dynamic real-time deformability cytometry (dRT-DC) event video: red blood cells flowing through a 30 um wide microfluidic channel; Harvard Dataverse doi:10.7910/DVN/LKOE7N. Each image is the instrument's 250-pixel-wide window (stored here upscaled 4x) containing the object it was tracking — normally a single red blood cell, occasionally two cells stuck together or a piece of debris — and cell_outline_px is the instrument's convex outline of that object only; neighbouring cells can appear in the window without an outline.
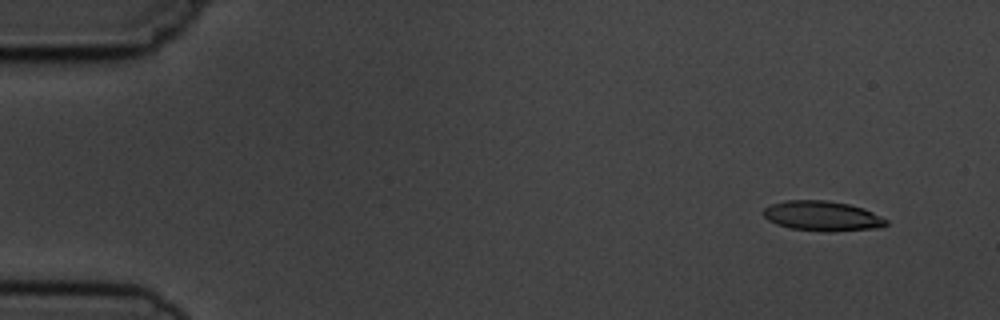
{"species": "common noctule bat (a hibernating species)", "species_latin": "Nyctalus noctula", "temperature_condition": "cold", "stored_images_in_passage": 5, "camera_frame_rate_fps": 3000, "um_per_image_px": 0.085, "animal": {"sex": "male", "body_mass_g": 19.5, "forearm_length_mm": 54.6}, "frame": {"image": 1, "passage_image": 1, "time_ms": 0.0, "image_size_px": [1000, 320], "cell_outline_px": [[888, 224], [880, 228], [832, 232], [824, 232], [792, 228], [776, 224], [768, 220], [764, 216], [764, 208], [772, 204], [784, 200], [828, 200], [848, 204], [864, 208], [888, 220]], "centroid_in_image_um": [69.92, 18.36], "position_along_channel_um": 15.1, "area_um2": 21.56}}
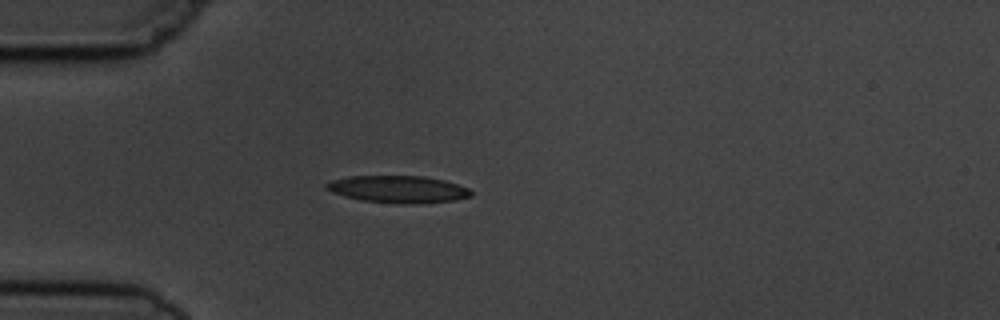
{"frame": {"image": 2, "passage_image": 4, "time_ms": 3.667, "image_size_px": [1000, 320], "cell_outline_px": [[472, 196], [456, 200], [416, 204], [396, 204], [360, 200], [344, 196], [332, 192], [324, 188], [324, 184], [332, 180], [348, 176], [424, 176], [444, 180], [468, 188], [472, 192]], "centroid_in_image_um": [33.82, 16.09], "position_along_channel_um": 51.2, "area_um2": 23.12}}